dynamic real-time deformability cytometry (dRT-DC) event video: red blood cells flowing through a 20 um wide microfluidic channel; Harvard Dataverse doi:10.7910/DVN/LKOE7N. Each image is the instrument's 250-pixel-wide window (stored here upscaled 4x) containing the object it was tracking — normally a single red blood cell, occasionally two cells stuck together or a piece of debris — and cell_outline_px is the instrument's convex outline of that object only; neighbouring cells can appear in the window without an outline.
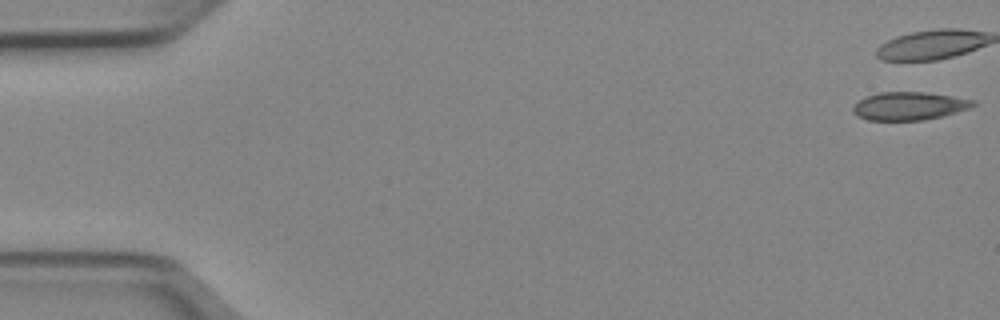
{"species": "Egyptian fruit bat (a non-hibernating species)", "species_latin": "Rousettus aegyptiacus", "temperature_condition": "cold", "stored_images_in_passage": 40, "camera_frame_rate_fps": 3000, "um_per_image_px": 0.085, "animal": {"sex": "female"}, "frame": {"image": 1, "passage_image": 1, "time_ms": 0.0, "image_size_px": [1000, 320], "cell_outline_px": [[976, 104], [968, 108], [944, 116], [924, 120], [868, 120], [856, 116], [852, 112], [852, 108], [860, 100], [868, 96], [880, 92], [924, 92], [952, 96], [976, 100]], "centroid_in_image_um": [77.28, 9.01], "position_along_channel_um": 7.7, "area_um2": 19.59}}